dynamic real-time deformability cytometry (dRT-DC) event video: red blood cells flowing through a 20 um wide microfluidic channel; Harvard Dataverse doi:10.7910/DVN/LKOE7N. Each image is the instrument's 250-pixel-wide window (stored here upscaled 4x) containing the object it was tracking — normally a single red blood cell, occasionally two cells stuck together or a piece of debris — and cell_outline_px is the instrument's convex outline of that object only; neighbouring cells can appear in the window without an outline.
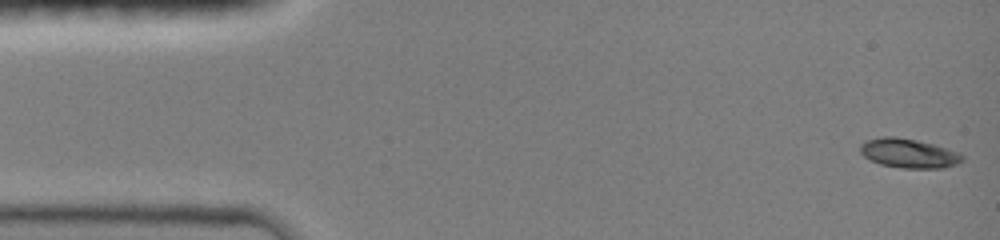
{"species": "common noctule bat (a hibernating species)", "species_latin": "Nyctalus noctula", "temperature_condition": "room temperature", "stored_images_in_passage": 47, "camera_frame_rate_fps": 3000, "um_per_image_px": 0.085, "animal": {"sex": "female", "body_mass_g": 19.0, "forearm_length_mm": 51.5}, "frame": {"image": 1, "passage_image": 1, "time_ms": 0.0, "image_size_px": [1000, 240], "cell_outline_px": [[964, 160], [956, 164], [944, 168], [900, 168], [880, 164], [864, 156], [860, 152], [860, 144], [868, 140], [880, 136], [896, 136], [916, 140], [932, 144], [956, 152], [964, 156]], "centroid_in_image_um": [77.22, 13.03], "position_along_channel_um": 7.8, "area_um2": 17.28}}
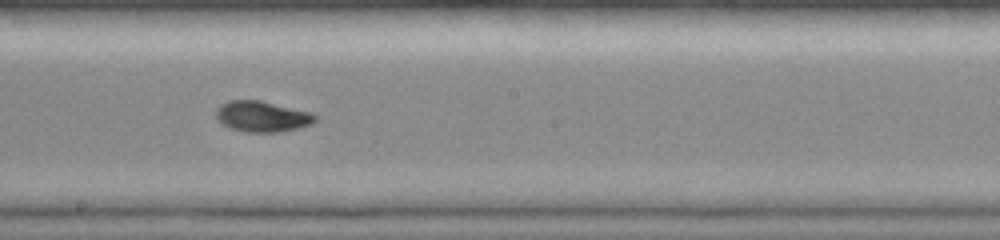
{"frame": {"image": 2, "passage_image": 26, "time_ms": 8.333, "image_size_px": [1000, 240], "cell_outline_px": [[320, 116], [312, 124], [300, 128], [280, 132], [244, 132], [228, 128], [216, 116], [216, 108], [220, 104], [228, 100], [260, 100], [312, 112]], "centroid_in_image_um": [22.32, 9.9], "position_along_channel_um": 225.9, "area_um2": 18.09}}
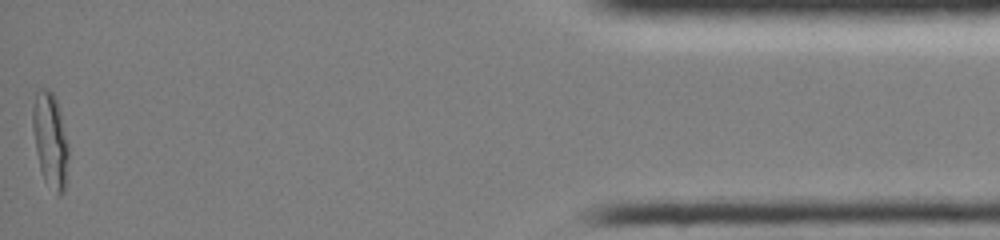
{"frame": {"image": 3, "passage_image": 47, "time_ms": 15.333, "image_size_px": [1000, 240], "cell_outline_px": [[68, 156], [64, 192], [60, 196], [56, 196], [44, 180], [40, 168], [36, 152], [32, 128], [32, 108], [36, 92], [40, 88], [48, 88], [52, 92], [56, 100], [60, 112], [68, 144]], "centroid_in_image_um": [4.26, 11.92], "position_along_channel_um": 430.9, "area_um2": 19.88}, "authors_computed_cell_mechanics": {"area_um2": 17.4556, "velocity_mm_per_s": 4.0372, "shape_relaxation_time_tau1_ms": 5.9021, "shape_relaxation_time_tau2_ms": 1.4936, "deformation_change_tau1": 0.241, "deformation_change_tau2": 0.0512}}